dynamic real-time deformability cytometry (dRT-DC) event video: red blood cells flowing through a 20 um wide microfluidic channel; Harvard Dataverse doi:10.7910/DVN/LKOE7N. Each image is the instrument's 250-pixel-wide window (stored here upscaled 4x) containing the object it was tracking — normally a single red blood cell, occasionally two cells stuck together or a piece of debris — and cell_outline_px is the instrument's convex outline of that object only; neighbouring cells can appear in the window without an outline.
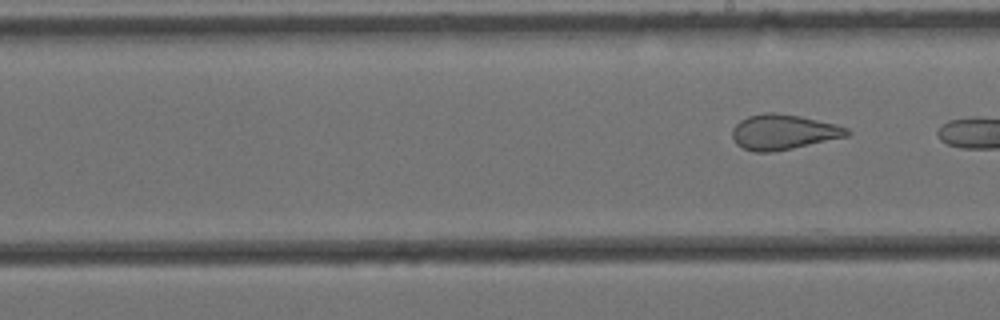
{"species": "Egyptian fruit bat (a non-hibernating species)", "species_latin": "Rousettus aegyptiacus", "temperature_condition": "cold", "stored_images_in_passage": 8, "segment_of_instrument_passage": [2, 2], "camera_frame_rate_fps": 3000, "um_per_image_px": 0.085, "animal": {"sex": "female"}, "frame": {"image": 1, "passage_image": 8, "time_ms": 2.333, "image_size_px": [1000, 320], "cell_outline_px": [[852, 132], [848, 136], [792, 148], [772, 152], [756, 152], [744, 148], [736, 144], [732, 136], [732, 128], [740, 120], [748, 116], [764, 112], [772, 112], [800, 116], [836, 124], [848, 128]], "centroid_in_image_um": [66.58, 11.21], "position_along_channel_um": 222.4, "area_um2": 23.47}}